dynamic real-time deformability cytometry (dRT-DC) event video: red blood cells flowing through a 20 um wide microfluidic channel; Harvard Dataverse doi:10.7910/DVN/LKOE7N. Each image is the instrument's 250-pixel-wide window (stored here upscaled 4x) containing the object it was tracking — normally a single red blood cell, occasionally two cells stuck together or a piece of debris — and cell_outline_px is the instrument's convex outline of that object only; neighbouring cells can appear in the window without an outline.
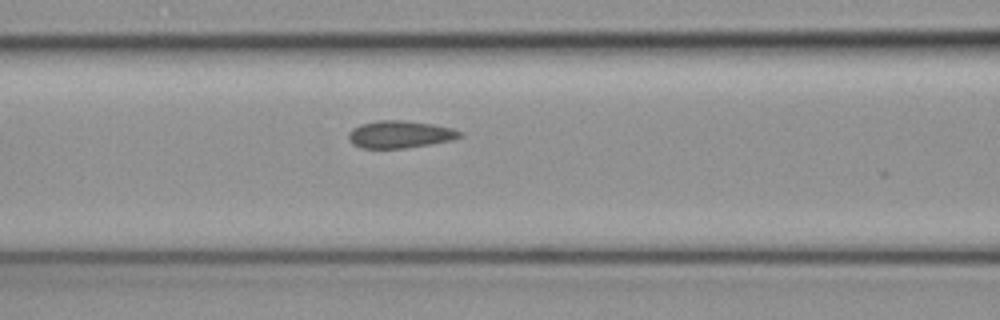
{"species": "common noctule bat (a hibernating species)", "species_latin": "Nyctalus noctula", "temperature_condition": "cold", "stored_images_in_passage": 7, "segment_of_instrument_passage": [1, 2], "camera_frame_rate_fps": 3000, "um_per_image_px": 0.085, "animal": {"sex": "female", "body_mass_g": 19.3, "forearm_length_mm": 54.1}, "frame": {"image": 1, "passage_image": 6, "time_ms": 1.667, "image_size_px": [1000, 320], "cell_outline_px": [[464, 136], [452, 140], [404, 148], [360, 148], [352, 144], [348, 140], [348, 132], [352, 128], [360, 124], [376, 120], [400, 120], [432, 124], [452, 128], [464, 132]], "centroid_in_image_um": [33.97, 11.42], "position_along_channel_um": 132.6, "area_um2": 17.86}}